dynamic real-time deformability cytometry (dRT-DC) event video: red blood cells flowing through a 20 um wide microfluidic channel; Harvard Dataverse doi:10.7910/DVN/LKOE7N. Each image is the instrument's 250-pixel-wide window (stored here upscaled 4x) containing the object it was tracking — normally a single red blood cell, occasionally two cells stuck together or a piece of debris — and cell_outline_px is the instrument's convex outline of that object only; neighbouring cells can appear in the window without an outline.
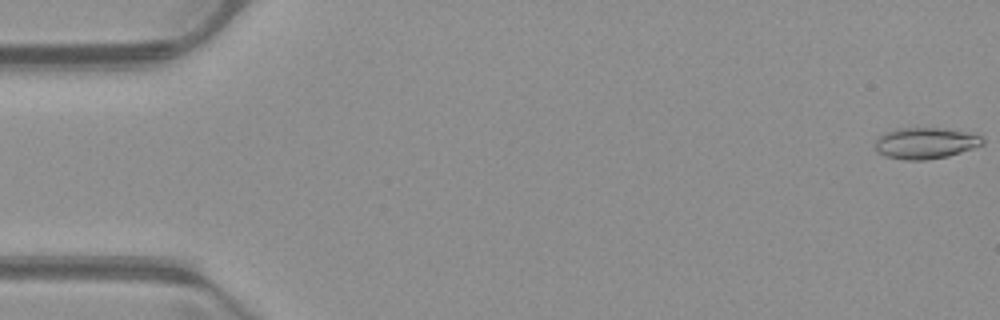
{"species": "common noctule bat (a hibernating species)", "species_latin": "Nyctalus noctula", "temperature_condition": "warm", "stored_images_in_passage": 52, "camera_frame_rate_fps": 3000, "um_per_image_px": 0.085, "animal": {"sex": "male", "body_mass_g": 23.1, "forearm_length_mm": 52.7}, "frame": {"image": 1, "passage_image": 1, "time_ms": 0.0, "image_size_px": [1000, 320], "cell_outline_px": [[984, 144], [948, 156], [924, 160], [904, 160], [884, 156], [876, 152], [876, 136], [900, 128], [944, 128], [968, 132], [984, 136]], "centroid_in_image_um": [78.67, 12.16], "position_along_channel_um": 6.3, "area_um2": 19.65}}
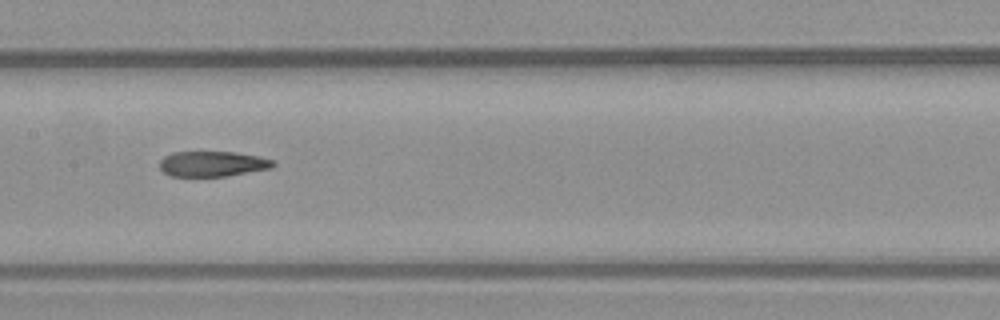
{"frame": {"image": 2, "passage_image": 26, "time_ms": 8.333, "image_size_px": [1000, 320], "cell_outline_px": [[276, 164], [272, 168], [228, 176], [172, 176], [164, 172], [160, 168], [160, 160], [164, 156], [172, 152], [236, 152], [260, 156], [272, 160]], "centroid_in_image_um": [18.08, 13.92], "position_along_channel_um": 189.3, "area_um2": 16.82}}
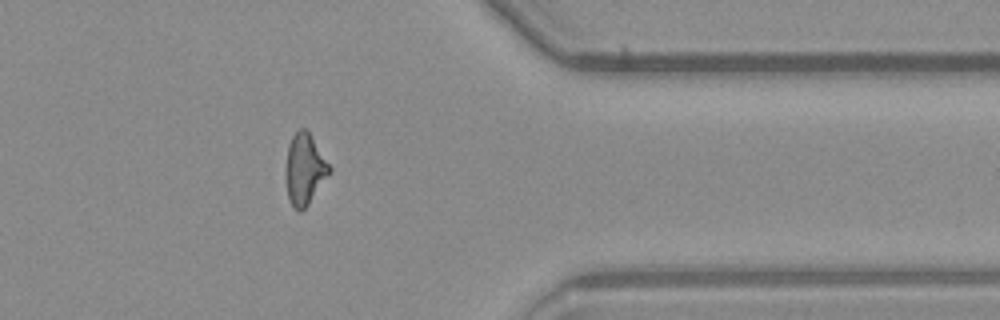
{"frame": {"image": 3, "passage_image": 42, "time_ms": 13.667, "image_size_px": [1000, 320], "cell_outline_px": [[332, 172], [308, 204], [300, 212], [296, 212], [288, 200], [284, 172], [288, 144], [292, 136], [300, 128], [304, 128], [308, 132], [332, 168]], "centroid_in_image_um": [25.87, 14.43], "position_along_channel_um": 385.5, "area_um2": 18.32}, "authors_computed_cell_mechanics": {"area_um2": 18.3804, "velocity_mm_per_s": 3.9998, "shape_relaxation_time_tau1_ms": null, "shape_relaxation_time_tau2_ms": 2.0603, "deformation_change_tau1": null, "deformation_change_tau2": 0.0959}}